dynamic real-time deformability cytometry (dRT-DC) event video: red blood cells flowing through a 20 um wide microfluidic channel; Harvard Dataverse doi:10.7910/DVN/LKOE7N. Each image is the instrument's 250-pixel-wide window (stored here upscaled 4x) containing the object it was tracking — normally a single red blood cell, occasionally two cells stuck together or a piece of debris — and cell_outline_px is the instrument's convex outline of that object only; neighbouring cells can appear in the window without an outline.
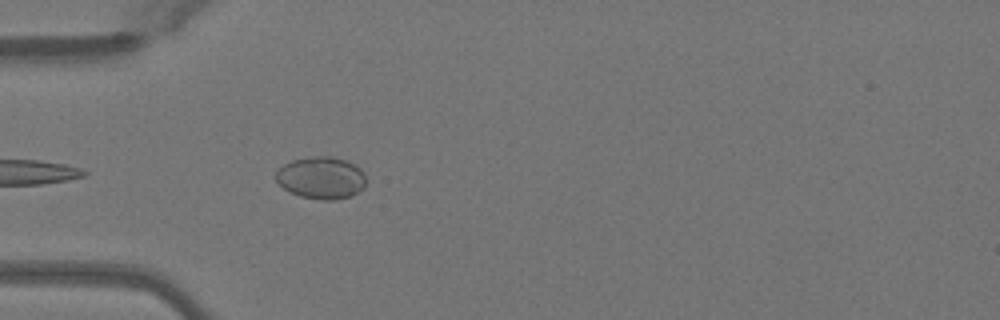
{"species": "Egyptian fruit bat (a non-hibernating species)", "species_latin": "Rousettus aegyptiacus", "temperature_condition": "warm", "stored_images_in_passage": 7, "camera_frame_rate_fps": 3000, "um_per_image_px": 0.085, "animal": {"sex": "female"}, "frame": {"image": 1, "passage_image": 3, "time_ms": 0.667, "image_size_px": [1000, 320], "cell_outline_px": [[364, 188], [348, 196], [332, 200], [324, 200], [300, 196], [288, 192], [276, 180], [276, 172], [284, 164], [292, 160], [316, 156], [332, 156], [356, 164], [364, 172]], "centroid_in_image_um": [27.29, 15.1], "position_along_channel_um": 57.7, "area_um2": 21.96}}